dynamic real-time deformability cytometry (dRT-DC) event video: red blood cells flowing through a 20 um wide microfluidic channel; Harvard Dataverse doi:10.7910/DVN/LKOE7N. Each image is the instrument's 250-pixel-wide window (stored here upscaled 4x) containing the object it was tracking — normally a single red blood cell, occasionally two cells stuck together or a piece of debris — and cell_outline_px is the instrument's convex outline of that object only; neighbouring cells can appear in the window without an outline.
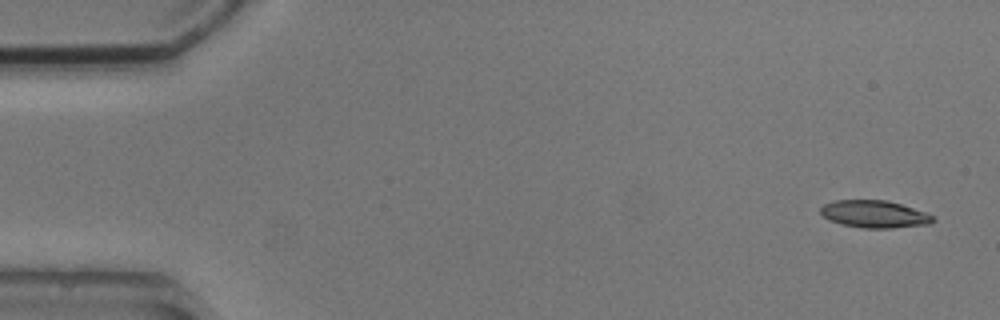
{"species": "common noctule bat (a hibernating species)", "species_latin": "Nyctalus noctula", "temperature_condition": "cold", "stored_images_in_passage": 5, "camera_frame_rate_fps": 3000, "um_per_image_px": 0.085, "animal": {"sex": "male", "body_mass_g": 20.5, "forearm_length_mm": 52.5}, "frame": {"image": 1, "passage_image": 1, "time_ms": 0.0, "image_size_px": [1000, 320], "cell_outline_px": [[936, 220], [932, 224], [892, 228], [860, 228], [840, 224], [828, 220], [820, 212], [820, 208], [824, 204], [836, 200], [888, 200], [924, 212], [932, 216]], "centroid_in_image_um": [74.31, 18.21], "position_along_channel_um": 10.7, "area_um2": 17.98}}
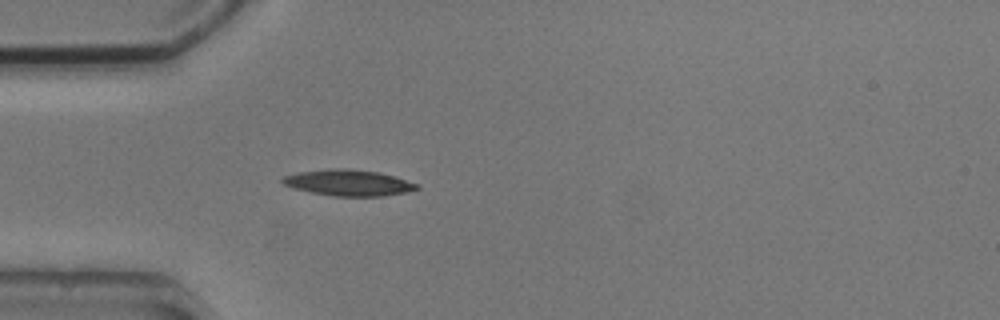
{"frame": {"image": 2, "passage_image": 5, "time_ms": 4.333, "image_size_px": [1000, 320], "cell_outline_px": [[420, 188], [404, 192], [384, 196], [332, 196], [312, 192], [296, 188], [284, 184], [280, 180], [284, 176], [300, 172], [328, 168], [348, 168], [380, 172], [420, 184]], "centroid_in_image_um": [29.65, 15.52], "position_along_channel_um": 55.3, "area_um2": 20.35}}